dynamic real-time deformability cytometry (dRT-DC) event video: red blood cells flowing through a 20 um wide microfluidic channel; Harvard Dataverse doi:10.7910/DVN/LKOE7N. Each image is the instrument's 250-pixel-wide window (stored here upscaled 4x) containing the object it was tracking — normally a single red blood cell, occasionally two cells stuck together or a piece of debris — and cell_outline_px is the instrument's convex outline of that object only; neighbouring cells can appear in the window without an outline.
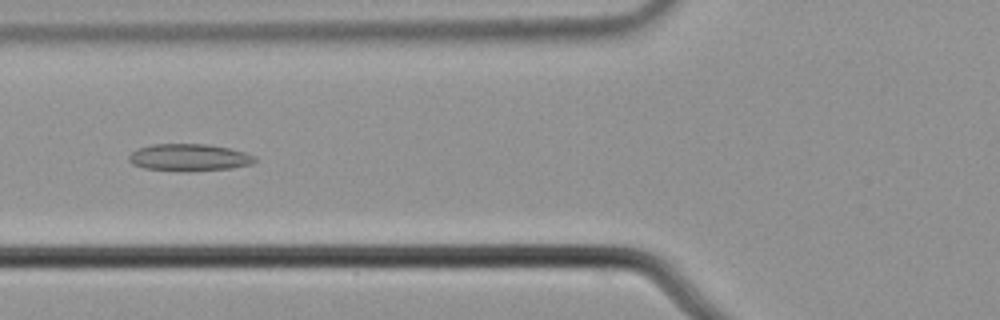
{"species": "common noctule bat (a hibernating species)", "species_latin": "Nyctalus noctula", "temperature_condition": "cold", "stored_images_in_passage": 8, "camera_frame_rate_fps": 3000, "um_per_image_px": 0.085, "animal": {"sex": "male", "body_mass_g": 21.5, "forearm_length_mm": 52.0}, "frame": {"image": 1, "passage_image": 6, "time_ms": 1.667, "image_size_px": [1000, 320], "cell_outline_px": [[256, 160], [252, 164], [232, 168], [144, 168], [132, 164], [128, 160], [128, 156], [132, 152], [140, 148], [152, 144], [208, 144], [228, 148], [244, 152], [256, 156]], "centroid_in_image_um": [16.09, 13.32], "position_along_channel_um": 109.7, "area_um2": 18.73}}
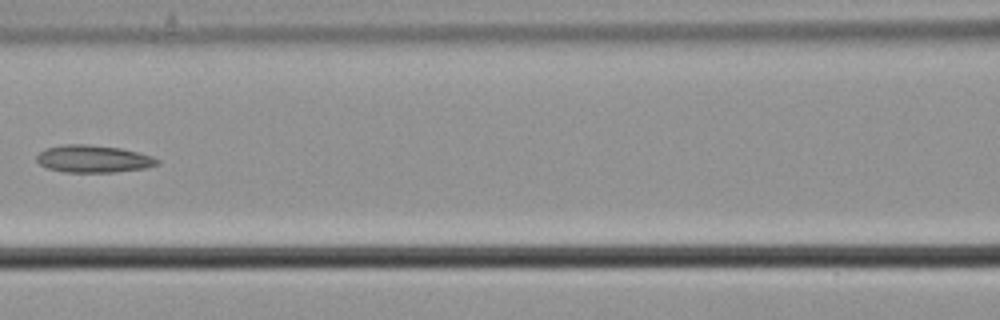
{"frame": {"image": 2, "passage_image": 7, "time_ms": 2.0, "image_size_px": [1000, 320], "cell_outline_px": [[160, 164], [144, 168], [116, 172], [64, 172], [48, 168], [40, 164], [36, 160], [36, 156], [44, 148], [64, 144], [88, 144], [120, 148], [152, 156], [160, 160]], "centroid_in_image_um": [7.92, 13.5], "position_along_channel_um": 158.7, "area_um2": 19.25}}
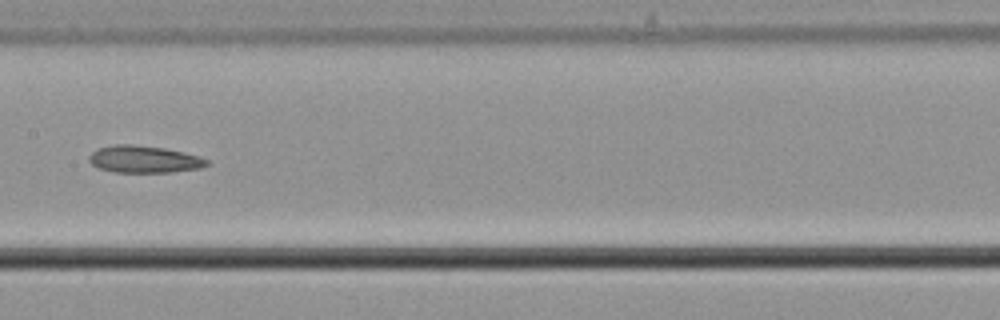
{"frame": {"image": 3, "passage_image": 8, "time_ms": 2.333, "image_size_px": [1000, 320], "cell_outline_px": [[212, 164], [200, 168], [172, 172], [116, 172], [96, 168], [88, 160], [88, 156], [92, 152], [100, 148], [116, 144], [132, 144], [164, 148], [184, 152], [200, 156], [208, 160]], "centroid_in_image_um": [12.27, 13.54], "position_along_channel_um": 195.1, "area_um2": 18.73}}